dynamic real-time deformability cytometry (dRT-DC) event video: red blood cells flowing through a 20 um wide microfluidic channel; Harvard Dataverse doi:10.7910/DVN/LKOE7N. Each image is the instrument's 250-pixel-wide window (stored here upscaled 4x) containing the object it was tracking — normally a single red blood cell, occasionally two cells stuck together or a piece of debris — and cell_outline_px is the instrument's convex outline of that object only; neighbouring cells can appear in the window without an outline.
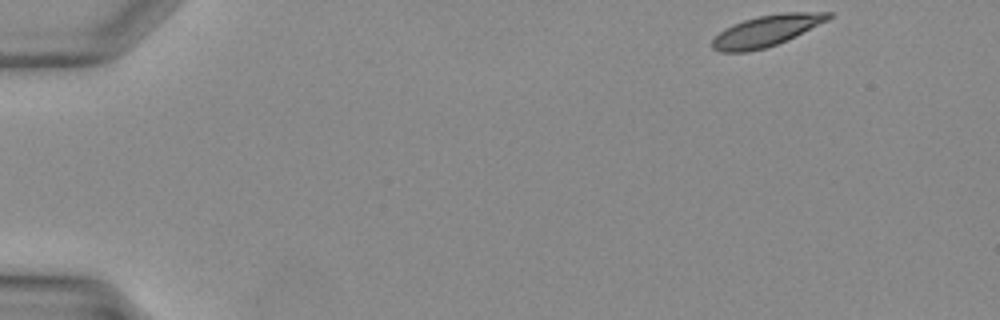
{"species": "Egyptian fruit bat (a non-hibernating species)", "species_latin": "Rousettus aegyptiacus", "temperature_condition": "warm", "stored_images_in_passage": 10, "camera_frame_rate_fps": 3000, "um_per_image_px": 0.085, "animal": {"sex": "female"}, "frame": {"image": 1, "passage_image": 1, "time_ms": 0.0, "image_size_px": [1000, 320], "cell_outline_px": [[832, 16], [828, 20], [796, 36], [776, 44], [764, 48], [748, 52], [720, 52], [712, 48], [712, 40], [724, 28], [732, 24], [744, 20], [760, 16], [784, 12], [832, 12]], "centroid_in_image_um": [65.14, 2.62], "position_along_channel_um": 19.9, "area_um2": 20.92}}